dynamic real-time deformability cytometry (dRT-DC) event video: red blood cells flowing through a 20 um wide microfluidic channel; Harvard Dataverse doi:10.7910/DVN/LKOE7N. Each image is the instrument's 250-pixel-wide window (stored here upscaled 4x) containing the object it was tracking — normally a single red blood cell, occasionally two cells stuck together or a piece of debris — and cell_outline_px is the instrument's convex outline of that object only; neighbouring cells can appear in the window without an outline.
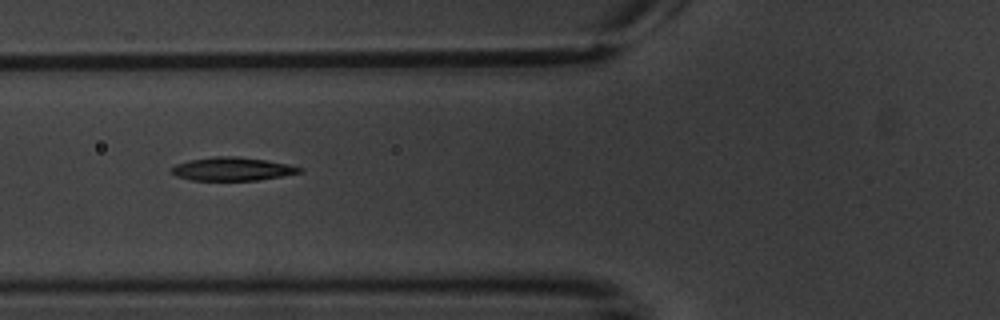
{"species": "common noctule bat (a hibernating species)", "species_latin": "Nyctalus noctula", "temperature_condition": "warm", "stored_images_in_passage": 8, "camera_frame_rate_fps": 3000, "um_per_image_px": 0.085, "animal": {"sex": "male", "body_mass_g": 20.1, "forearm_length_mm": 53.5}, "frame": {"image": 1, "passage_image": 7, "time_ms": 7.333, "image_size_px": [1000, 320], "cell_outline_px": [[304, 172], [256, 180], [192, 180], [176, 176], [172, 172], [172, 168], [176, 164], [188, 160], [216, 156], [236, 156], [264, 160], [288, 164], [304, 168]], "centroid_in_image_um": [19.76, 14.36], "position_along_channel_um": 106.0, "area_um2": 17.28}}
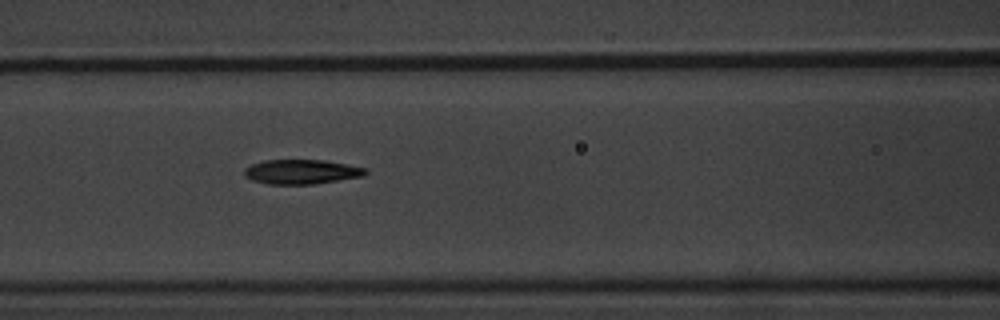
{"frame": {"image": 2, "passage_image": 8, "time_ms": 8.333, "image_size_px": [1000, 320], "cell_outline_px": [[368, 172], [364, 176], [312, 184], [268, 184], [252, 180], [244, 176], [244, 168], [252, 164], [264, 160], [324, 160], [348, 164], [368, 168]], "centroid_in_image_um": [25.64, 14.59], "position_along_channel_um": 141.0, "area_um2": 17.4}}